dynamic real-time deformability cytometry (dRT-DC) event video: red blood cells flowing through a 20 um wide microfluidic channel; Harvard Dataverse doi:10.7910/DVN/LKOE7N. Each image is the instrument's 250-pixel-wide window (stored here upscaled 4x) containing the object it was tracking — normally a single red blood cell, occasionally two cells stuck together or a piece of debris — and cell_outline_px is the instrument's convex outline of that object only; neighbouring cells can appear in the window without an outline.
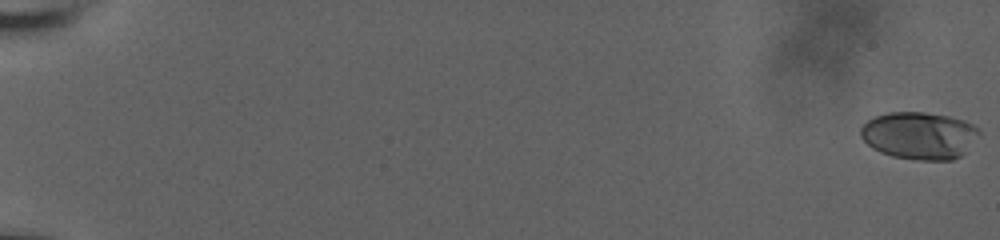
{"species": "human", "species_latin": "Homo sapiens", "temperature_condition": "room temperature", "stored_images_in_passage": 60, "camera_frame_rate_fps": 3000, "um_per_image_px": 0.085, "donor": {"sex": "male"}, "frame": {"image": 1, "passage_image": 1, "time_ms": 0.0, "image_size_px": [1000, 240], "cell_outline_px": [[980, 132], [960, 156], [952, 160], [920, 160], [892, 156], [880, 152], [872, 148], [860, 136], [860, 128], [868, 120], [876, 116], [888, 112], [924, 112], [948, 116], [964, 120], [972, 124]], "centroid_in_image_um": [78.1, 11.51], "position_along_channel_um": 6.9, "area_um2": 32.37}}
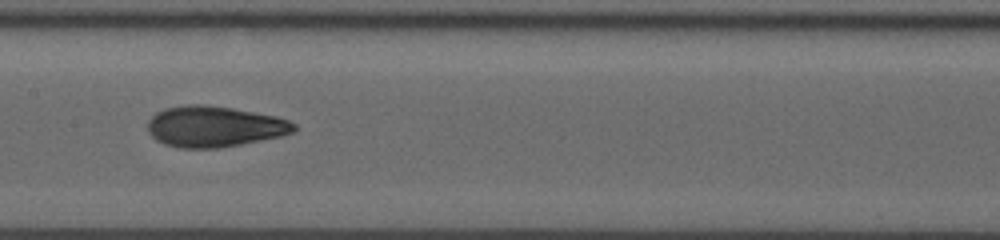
{"frame": {"image": 2, "passage_image": 34, "time_ms": 11.0, "image_size_px": [1000, 240], "cell_outline_px": [[296, 128], [292, 132], [284, 136], [220, 148], [180, 148], [164, 144], [156, 140], [148, 132], [148, 120], [156, 112], [164, 108], [188, 104], [204, 104], [232, 108], [276, 116], [288, 120], [296, 124]], "centroid_in_image_um": [18.21, 10.75], "position_along_channel_um": 189.2, "area_um2": 35.08}}
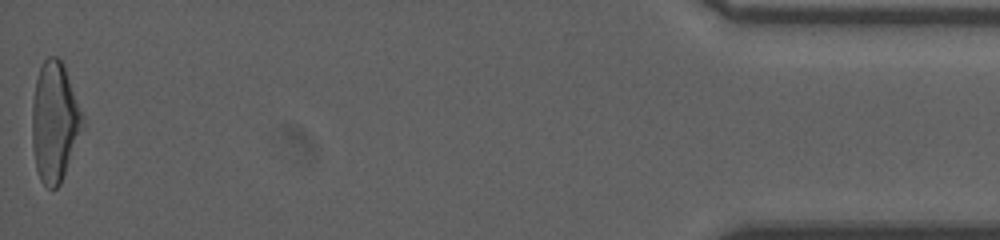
{"frame": {"image": 3, "passage_image": 60, "time_ms": 19.667, "image_size_px": [1000, 240], "cell_outline_px": [[84, 120], [60, 184], [56, 188], [48, 188], [40, 180], [36, 168], [32, 148], [32, 104], [36, 80], [40, 68], [44, 60], [48, 56], [56, 56], [64, 64], [84, 116]], "centroid_in_image_um": [4.62, 10.32], "position_along_channel_um": 430.6, "area_um2": 34.8}, "authors_computed_cell_mechanics": {"area_um2": 33.524, "velocity_mm_per_s": 3.7522, "shape_relaxation_time_tau1_ms": 5.6755, "shape_relaxation_time_tau2_ms": 1.5022, "deformation_change_tau1": 0.193, "deformation_change_tau2": 0.0778}}